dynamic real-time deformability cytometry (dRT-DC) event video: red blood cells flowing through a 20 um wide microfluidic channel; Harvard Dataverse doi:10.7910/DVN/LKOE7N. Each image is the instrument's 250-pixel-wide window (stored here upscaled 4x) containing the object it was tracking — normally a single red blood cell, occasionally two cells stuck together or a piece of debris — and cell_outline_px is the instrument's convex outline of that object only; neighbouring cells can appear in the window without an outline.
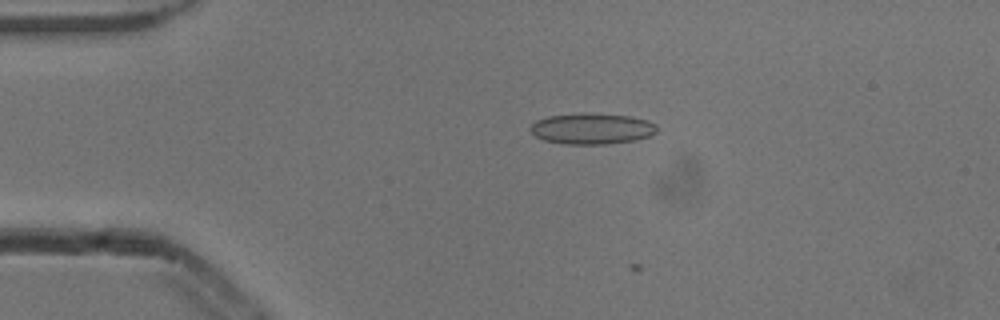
{"species": "common noctule bat (a hibernating species)", "species_latin": "Nyctalus noctula", "temperature_condition": "cold", "stored_images_in_passage": 5, "camera_frame_rate_fps": 3000, "um_per_image_px": 0.085, "animal": {"sex": "male", "body_mass_g": 13.3}, "frame": {"image": 1, "passage_image": 3, "time_ms": 0.667, "image_size_px": [1000, 320], "cell_outline_px": [[656, 132], [648, 136], [636, 140], [608, 144], [564, 144], [544, 140], [536, 136], [532, 132], [532, 124], [536, 120], [548, 116], [628, 116], [648, 120], [656, 124]], "centroid_in_image_um": [50.34, 10.99], "position_along_channel_um": 34.7, "area_um2": 21.68}}